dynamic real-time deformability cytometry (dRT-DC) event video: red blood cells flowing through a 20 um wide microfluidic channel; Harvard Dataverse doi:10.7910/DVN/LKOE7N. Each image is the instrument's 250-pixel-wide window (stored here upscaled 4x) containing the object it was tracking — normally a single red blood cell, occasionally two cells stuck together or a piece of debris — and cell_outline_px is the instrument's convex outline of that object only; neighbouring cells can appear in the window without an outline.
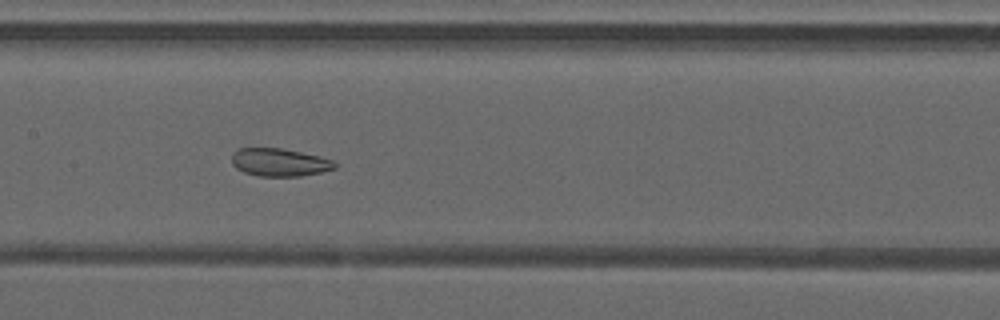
{"species": "common noctule bat (a hibernating species)", "species_latin": "Nyctalus noctula", "temperature_condition": "warm", "stored_images_in_passage": 42, "camera_frame_rate_fps": 3000, "um_per_image_px": 0.085, "animal": {"sex": "male", "forearm_length_mm": 52.5}, "frame": {"image": 1, "passage_image": 18, "time_ms": 5.667, "image_size_px": [1000, 320], "cell_outline_px": [[336, 168], [320, 172], [300, 176], [260, 176], [244, 172], [236, 168], [232, 164], [232, 156], [240, 148], [280, 148], [320, 156], [332, 160], [336, 164]], "centroid_in_image_um": [23.76, 13.8], "position_along_channel_um": 183.6, "area_um2": 16.53}}
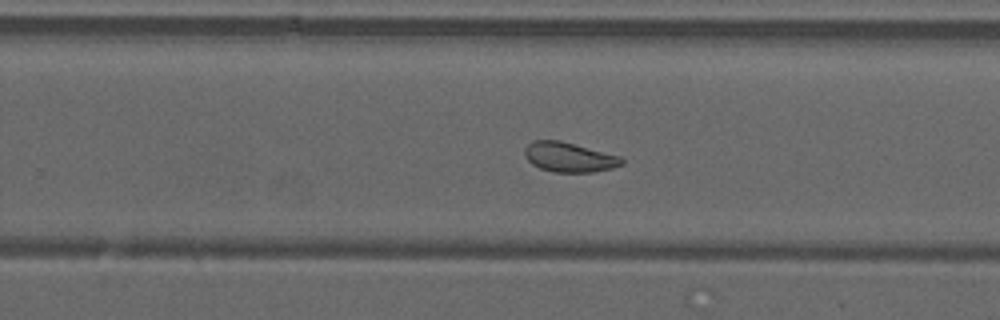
{"frame": {"image": 2, "passage_image": 25, "time_ms": 8.0, "image_size_px": [1000, 320], "cell_outline_px": [[624, 164], [612, 168], [592, 172], [552, 172], [540, 168], [532, 164], [524, 156], [524, 148], [532, 140], [560, 140], [620, 156], [624, 160]], "centroid_in_image_um": [48.36, 13.36], "position_along_channel_um": 281.4, "area_um2": 16.88}}
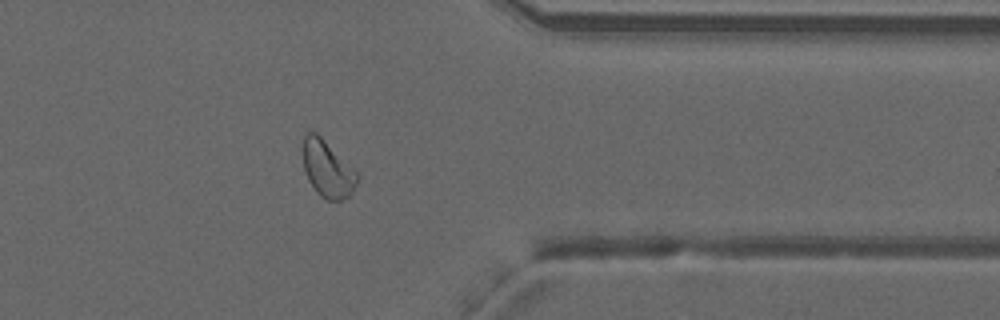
{"frame": {"image": 3, "passage_image": 33, "time_ms": 10.667, "image_size_px": [1000, 320], "cell_outline_px": [[360, 176], [352, 192], [348, 196], [340, 200], [328, 200], [320, 196], [316, 192], [308, 180], [304, 168], [300, 152], [300, 148], [304, 136], [308, 132], [316, 132]], "centroid_in_image_um": [27.77, 14.35], "position_along_channel_um": 383.6, "area_um2": 17.92}, "authors_computed_cell_mechanics": {"area_um2": 18.5249, "velocity_mm_per_s": 4.2054, "shape_relaxation_time_tau1_ms": null, "shape_relaxation_time_tau2_ms": 1.0482, "deformation_change_tau1": null, "deformation_change_tau2": 0.0719}}